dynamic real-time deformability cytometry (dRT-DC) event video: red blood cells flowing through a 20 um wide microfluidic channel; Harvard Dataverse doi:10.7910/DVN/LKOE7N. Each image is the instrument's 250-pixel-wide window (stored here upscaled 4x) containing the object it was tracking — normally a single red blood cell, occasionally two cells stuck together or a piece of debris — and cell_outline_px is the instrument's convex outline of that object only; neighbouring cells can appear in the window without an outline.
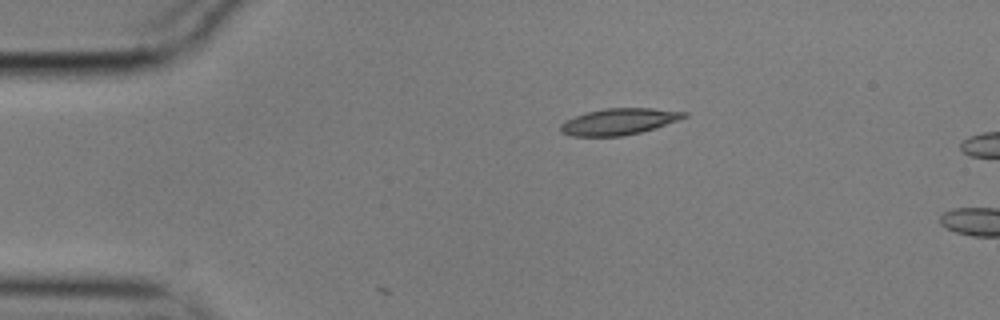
{"species": "common noctule bat (a hibernating species)", "species_latin": "Nyctalus noctula", "temperature_condition": "cold", "stored_images_in_passage": 5, "camera_frame_rate_fps": 3000, "um_per_image_px": 0.085, "animal": {"sex": "male", "body_mass_g": 17.9}, "frame": {"image": 1, "passage_image": 1, "time_ms": 0.0, "image_size_px": [1000, 320], "cell_outline_px": [[688, 116], [656, 128], [624, 136], [572, 136], [560, 132], [560, 124], [564, 120], [588, 112], [604, 108], [652, 108], [688, 112]], "centroid_in_image_um": [52.6, 10.33], "position_along_channel_um": 32.4, "area_um2": 19.02}}